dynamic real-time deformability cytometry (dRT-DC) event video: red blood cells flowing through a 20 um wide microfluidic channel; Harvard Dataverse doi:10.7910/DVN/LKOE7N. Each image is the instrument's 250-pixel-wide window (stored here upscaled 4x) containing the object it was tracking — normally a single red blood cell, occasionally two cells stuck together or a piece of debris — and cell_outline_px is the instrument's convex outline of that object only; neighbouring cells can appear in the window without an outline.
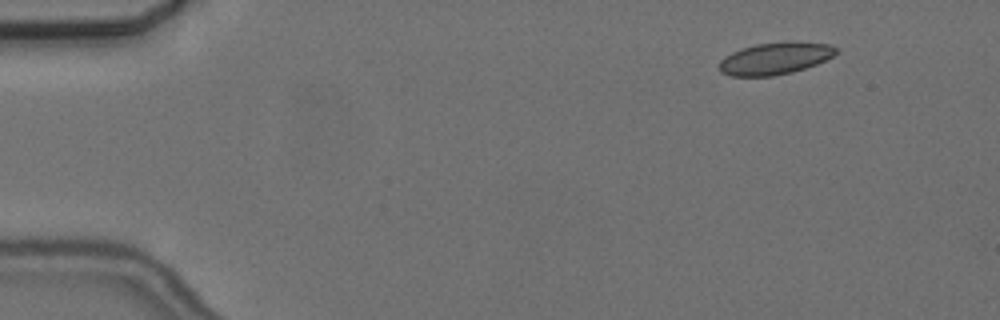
{"species": "common noctule bat (a hibernating species)", "species_latin": "Nyctalus noctula", "temperature_condition": "cold", "stored_images_in_passage": 5, "camera_frame_rate_fps": 3000, "um_per_image_px": 0.085, "animal": {"sex": "female", "body_mass_g": 24.6, "forearm_length_mm": 56.2}, "frame": {"image": 1, "passage_image": 2, "time_ms": 2.0, "image_size_px": [1000, 320], "cell_outline_px": [[840, 52], [816, 64], [792, 72], [772, 76], [732, 76], [720, 72], [720, 60], [724, 56], [740, 48], [756, 44], [792, 40], [828, 44], [836, 48]], "centroid_in_image_um": [65.88, 4.94], "position_along_channel_um": 19.1, "area_um2": 21.96}}
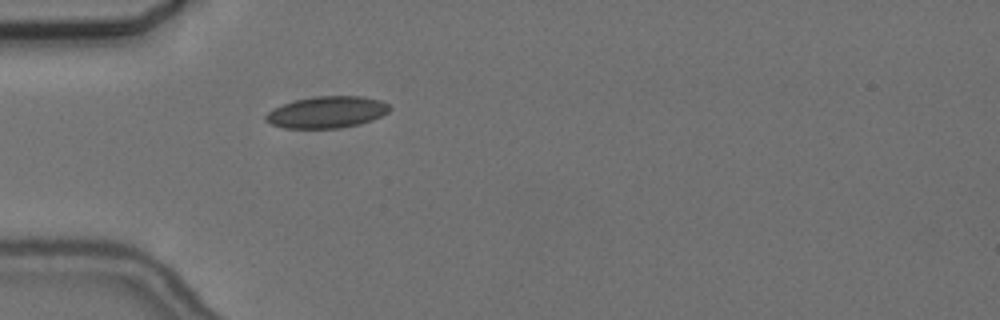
{"frame": {"image": 2, "passage_image": 5, "time_ms": 5.667, "image_size_px": [1000, 320], "cell_outline_px": [[392, 108], [388, 112], [372, 120], [360, 124], [340, 128], [284, 128], [272, 124], [264, 120], [264, 116], [272, 108], [296, 100], [316, 96], [364, 96], [380, 100], [388, 104]], "centroid_in_image_um": [27.79, 9.53], "position_along_channel_um": 57.2, "area_um2": 22.89}}